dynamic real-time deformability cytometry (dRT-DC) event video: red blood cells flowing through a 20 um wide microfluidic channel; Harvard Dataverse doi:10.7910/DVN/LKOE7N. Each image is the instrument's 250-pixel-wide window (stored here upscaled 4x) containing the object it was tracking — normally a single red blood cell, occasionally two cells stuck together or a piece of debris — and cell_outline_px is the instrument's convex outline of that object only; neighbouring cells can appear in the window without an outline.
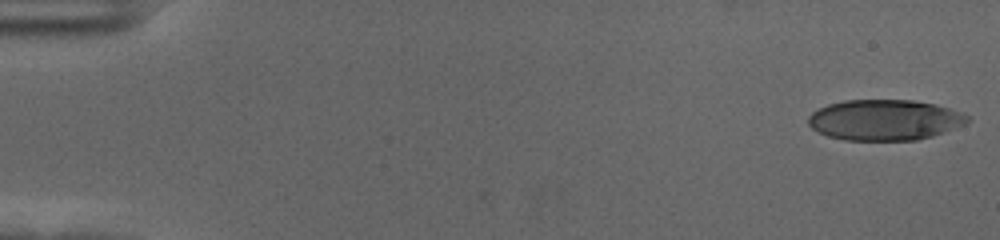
{"species": "human", "species_latin": "Homo sapiens", "temperature_condition": "cold", "stored_images_in_passage": 56, "camera_frame_rate_fps": 3000, "um_per_image_px": 0.085, "donor": {"sex": "female"}, "frame": {"image": 1, "passage_image": 1, "time_ms": 0.0, "image_size_px": [1000, 240], "cell_outline_px": [[968, 120], [964, 124], [932, 136], [916, 140], [844, 140], [828, 136], [812, 128], [808, 124], [808, 116], [812, 112], [828, 104], [844, 100], [912, 100], [936, 104], [964, 112], [968, 116]], "centroid_in_image_um": [75.19, 10.19], "position_along_channel_um": 9.8, "area_um2": 37.69}}
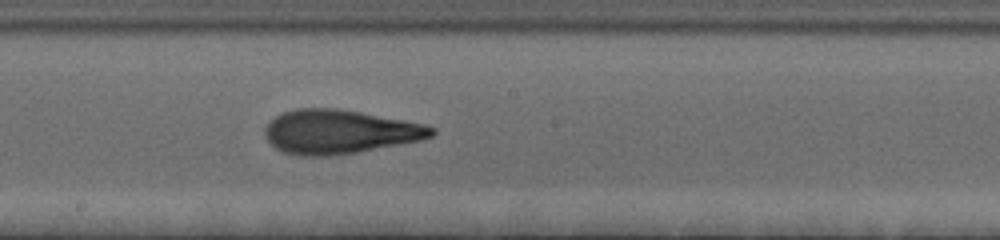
{"frame": {"image": 2, "passage_image": 31, "time_ms": 10.0, "image_size_px": [1000, 240], "cell_outline_px": [[436, 132], [432, 136], [420, 140], [356, 152], [328, 156], [296, 156], [284, 152], [276, 148], [264, 136], [264, 128], [276, 116], [284, 112], [296, 108], [336, 108], [360, 112], [404, 120], [424, 124], [436, 128]], "centroid_in_image_um": [28.84, 11.2], "position_along_channel_um": 219.4, "area_um2": 42.48}}
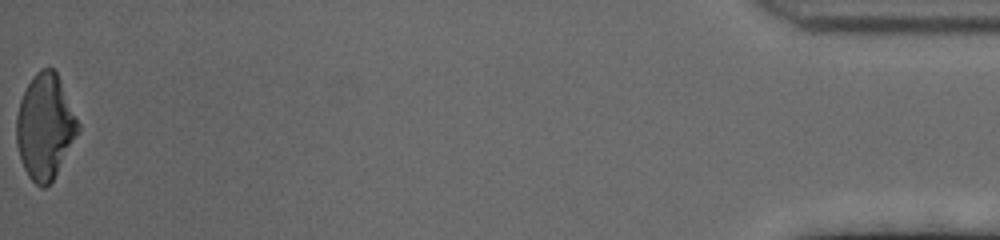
{"frame": {"image": 3, "passage_image": 56, "time_ms": 18.333, "image_size_px": [1000, 240], "cell_outline_px": [[80, 132], [52, 180], [44, 188], [40, 188], [28, 176], [20, 160], [16, 144], [16, 116], [20, 100], [28, 84], [36, 72], [40, 68], [52, 68], [56, 72], [80, 124]], "centroid_in_image_um": [3.82, 10.78], "position_along_channel_um": 431.4, "area_um2": 37.63}, "authors_computed_cell_mechanics": {"area_um2": 40.1421, "velocity_mm_per_s": 3.6222, "shape_relaxation_time_tau1_ms": 4.9422, "shape_relaxation_time_tau2_ms": 1.6793, "deformation_change_tau1": 0.2333, "deformation_change_tau2": 0.11}}